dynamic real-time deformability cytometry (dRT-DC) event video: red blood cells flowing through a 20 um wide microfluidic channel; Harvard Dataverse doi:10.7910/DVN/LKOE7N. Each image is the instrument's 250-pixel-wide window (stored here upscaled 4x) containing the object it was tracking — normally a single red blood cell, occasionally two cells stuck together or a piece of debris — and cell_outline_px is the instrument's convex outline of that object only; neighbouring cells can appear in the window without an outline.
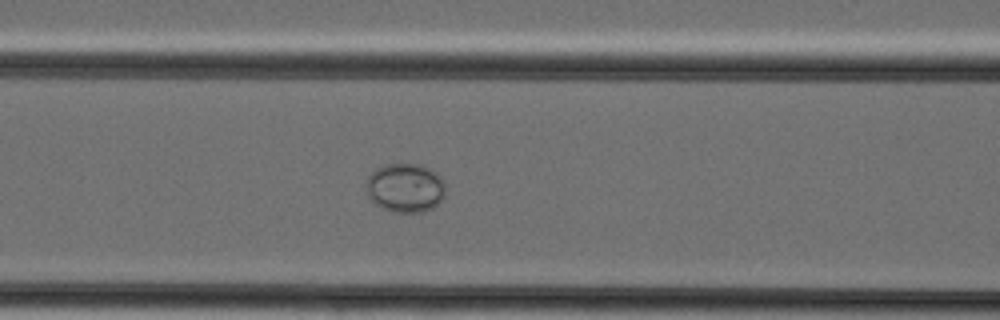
{"species": "Egyptian fruit bat (a non-hibernating species)", "species_latin": "Rousettus aegyptiacus", "temperature_condition": "cold", "stored_images_in_passage": 28, "camera_frame_rate_fps": 3000, "um_per_image_px": 0.085, "animal": {"sex": "female"}, "frame": {"image": 1, "passage_image": 6, "time_ms": 1.667, "image_size_px": [1000, 320], "cell_outline_px": [[444, 196], [432, 208], [424, 212], [392, 212], [376, 204], [368, 196], [364, 184], [368, 176], [376, 168], [384, 164], [420, 164], [436, 172], [444, 184]], "centroid_in_image_um": [34.41, 15.96], "position_along_channel_um": 132.2, "area_um2": 22.66}}
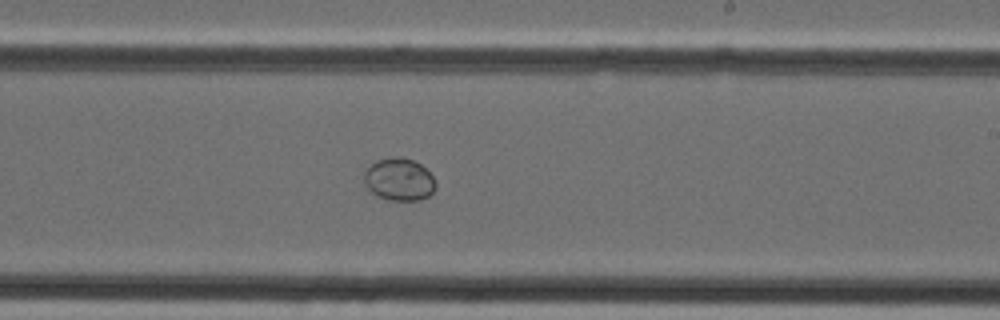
{"frame": {"image": 2, "passage_image": 13, "time_ms": 4.0, "image_size_px": [1000, 320], "cell_outline_px": [[436, 188], [428, 196], [420, 200], [384, 200], [376, 196], [364, 184], [364, 172], [376, 160], [396, 156], [400, 156], [412, 160], [420, 164], [432, 176], [436, 184]], "centroid_in_image_um": [33.91, 15.26], "position_along_channel_um": 255.1, "area_um2": 17.74}}
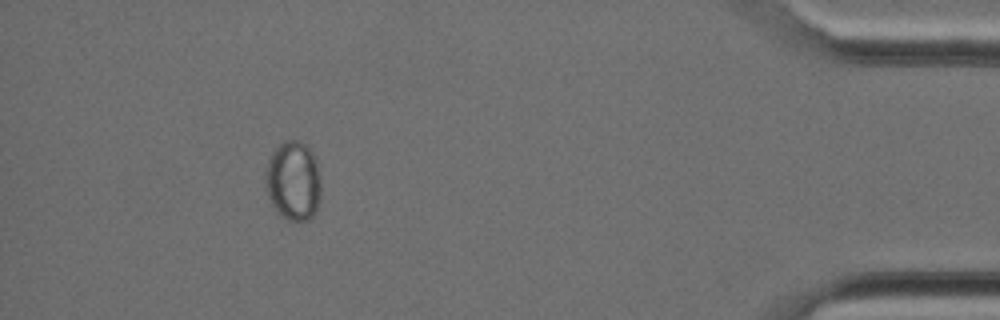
{"frame": {"image": 3, "passage_image": 25, "time_ms": 8.0, "image_size_px": [1000, 320], "cell_outline_px": [[320, 200], [312, 216], [308, 220], [288, 220], [280, 216], [272, 204], [264, 188], [264, 172], [268, 160], [272, 152], [280, 144], [288, 140], [300, 140], [308, 144], [316, 156], [320, 176]], "centroid_in_image_um": [24.92, 15.34], "position_along_channel_um": 410.3, "area_um2": 26.3}}